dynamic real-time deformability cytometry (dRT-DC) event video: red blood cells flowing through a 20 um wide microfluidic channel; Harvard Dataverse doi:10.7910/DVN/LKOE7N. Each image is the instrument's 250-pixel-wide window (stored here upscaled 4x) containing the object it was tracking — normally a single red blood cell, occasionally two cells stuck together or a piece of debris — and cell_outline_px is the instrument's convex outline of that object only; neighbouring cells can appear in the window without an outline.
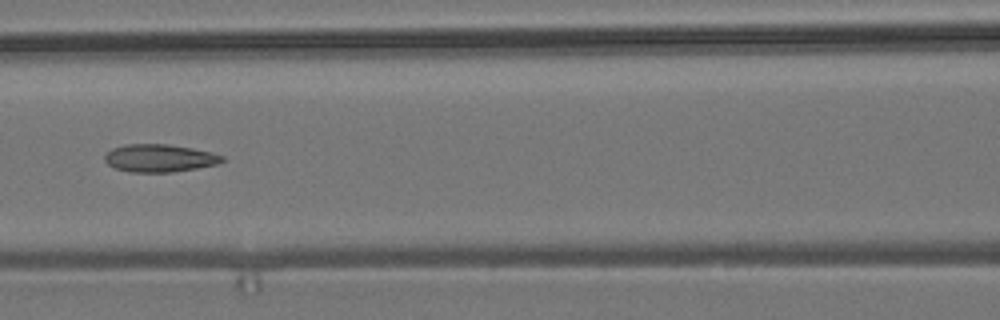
{"species": "common noctule bat (a hibernating species)", "species_latin": "Nyctalus noctula", "temperature_condition": "room temperature", "stored_images_in_passage": 9, "camera_frame_rate_fps": 3000, "um_per_image_px": 0.085, "animal": {"sex": "male", "body_mass_g": 19.2, "forearm_length_mm": 51.8}, "frame": {"image": 1, "passage_image": 6, "time_ms": 6.667, "image_size_px": [1000, 320], "cell_outline_px": [[224, 160], [216, 164], [196, 168], [172, 172], [132, 172], [116, 168], [108, 164], [104, 160], [104, 156], [112, 148], [124, 144], [168, 144], [192, 148], [212, 152], [224, 156]], "centroid_in_image_um": [13.55, 13.43], "position_along_channel_um": 153.1, "area_um2": 18.9}}
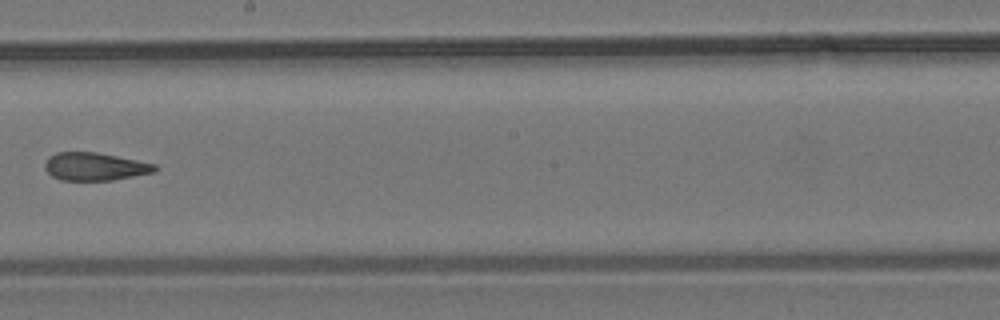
{"frame": {"image": 2, "passage_image": 8, "time_ms": 9.0, "image_size_px": [1000, 320], "cell_outline_px": [[156, 172], [112, 180], [60, 180], [52, 176], [44, 168], [44, 164], [48, 156], [56, 152], [96, 152], [156, 164]], "centroid_in_image_um": [8.03, 14.15], "position_along_channel_um": 240.2, "area_um2": 17.86}}
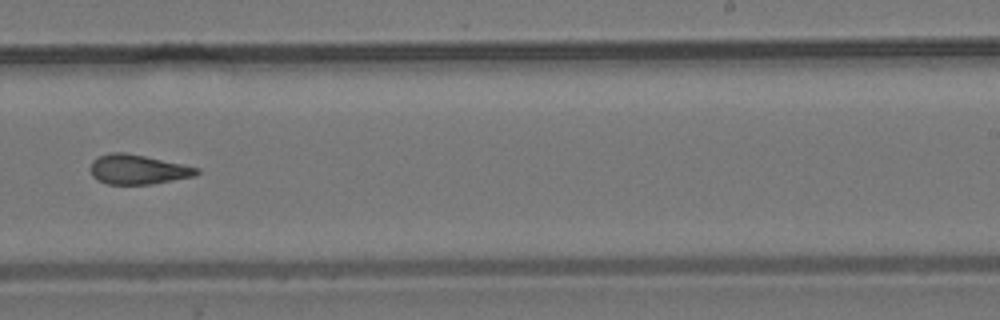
{"frame": {"image": 3, "passage_image": 9, "time_ms": 10.0, "image_size_px": [1000, 320], "cell_outline_px": [[200, 172], [196, 176], [152, 184], [108, 184], [96, 180], [92, 176], [88, 168], [92, 160], [96, 156], [108, 152], [124, 152], [144, 156], [200, 168]], "centroid_in_image_um": [11.66, 14.4], "position_along_channel_um": 277.3, "area_um2": 18.61}}